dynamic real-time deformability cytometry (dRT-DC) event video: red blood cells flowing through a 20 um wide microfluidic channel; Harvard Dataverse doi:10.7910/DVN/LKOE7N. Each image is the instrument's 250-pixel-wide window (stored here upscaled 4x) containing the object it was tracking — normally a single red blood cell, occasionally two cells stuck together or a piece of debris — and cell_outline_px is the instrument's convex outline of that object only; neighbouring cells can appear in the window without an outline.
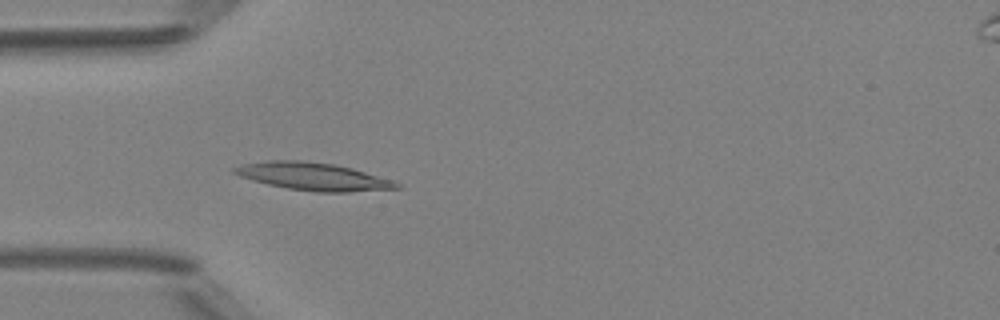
{"species": "Egyptian fruit bat (a non-hibernating species)", "species_latin": "Rousettus aegyptiacus", "temperature_condition": "room temperature", "stored_images_in_passage": 5, "camera_frame_rate_fps": 3000, "um_per_image_px": 0.085, "animal": {"sex": "female"}, "frame": {"image": 1, "passage_image": 5, "time_ms": 4.333, "image_size_px": [1000, 320], "cell_outline_px": [[404, 188], [348, 192], [316, 192], [288, 188], [268, 184], [252, 180], [240, 176], [232, 172], [232, 168], [240, 164], [268, 160], [296, 160], [336, 164], [352, 168], [392, 180], [400, 184]], "centroid_in_image_um": [26.62, 15.0], "position_along_channel_um": 58.4, "area_um2": 26.18}}